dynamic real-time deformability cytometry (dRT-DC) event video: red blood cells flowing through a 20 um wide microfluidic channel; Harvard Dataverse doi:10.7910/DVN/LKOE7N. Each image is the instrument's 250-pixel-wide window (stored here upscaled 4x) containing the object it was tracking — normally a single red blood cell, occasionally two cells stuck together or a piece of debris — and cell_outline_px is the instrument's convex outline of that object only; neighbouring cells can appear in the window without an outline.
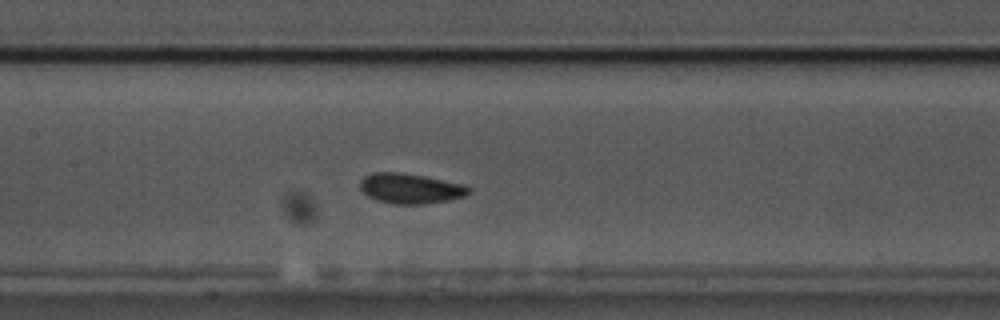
{"species": "common noctule bat (a hibernating species)", "species_latin": "Nyctalus noctula", "temperature_condition": "cold", "stored_images_in_passage": 54, "camera_frame_rate_fps": 3000, "um_per_image_px": 0.085, "animal": {"sex": "male", "body_mass_g": 17.5, "forearm_length_mm": 52.3}, "frame": {"image": 1, "passage_image": 24, "time_ms": 7.667, "image_size_px": [1000, 320], "cell_outline_px": [[472, 192], [464, 196], [448, 200], [424, 204], [392, 204], [368, 196], [360, 192], [360, 180], [364, 176], [372, 172], [400, 172], [424, 176], [464, 184], [472, 188]], "centroid_in_image_um": [34.88, 16.01], "position_along_channel_um": 172.5, "area_um2": 19.25}, "authors_computed_cell_mechanics": {"area_um2": 18.785, "velocity_mm_per_s": 3.5419, "shape_relaxation_time_tau1_ms": 2.42, "shape_relaxation_time_tau2_ms": 2.3552, "deformation_change_tau1": 0.098, "deformation_change_tau2": 0.0747}}